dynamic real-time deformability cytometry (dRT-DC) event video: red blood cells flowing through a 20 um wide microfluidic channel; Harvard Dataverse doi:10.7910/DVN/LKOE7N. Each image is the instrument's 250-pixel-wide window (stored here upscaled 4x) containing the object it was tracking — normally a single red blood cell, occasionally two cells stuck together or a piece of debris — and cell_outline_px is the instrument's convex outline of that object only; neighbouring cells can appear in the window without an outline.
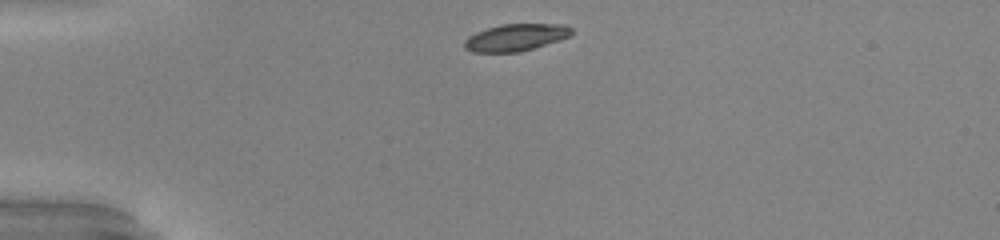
{"species": "common noctule bat (a hibernating species)", "species_latin": "Nyctalus noctula", "temperature_condition": "warm", "stored_images_in_passage": 32, "camera_frame_rate_fps": 3000, "um_per_image_px": 0.085, "animal": {"sex": "male", "body_mass_g": 20.0, "forearm_length_mm": 53.3}, "frame": {"image": 1, "passage_image": 1, "time_ms": 0.0, "image_size_px": [1000, 240], "cell_outline_px": [[572, 32], [568, 36], [560, 40], [520, 52], [472, 52], [464, 48], [464, 40], [468, 36], [476, 32], [500, 24], [564, 24], [572, 28]], "centroid_in_image_um": [43.81, 3.18], "position_along_channel_um": 41.2, "area_um2": 16.88}, "authors_computed_cell_mechanics": {"area_um2": 17.4556, "velocity_mm_per_s": 3.9903, "shape_relaxation_time_tau1_ms": 2.217, "shape_relaxation_time_tau2_ms": null, "deformation_change_tau1": 0.1442, "deformation_change_tau2": null}}